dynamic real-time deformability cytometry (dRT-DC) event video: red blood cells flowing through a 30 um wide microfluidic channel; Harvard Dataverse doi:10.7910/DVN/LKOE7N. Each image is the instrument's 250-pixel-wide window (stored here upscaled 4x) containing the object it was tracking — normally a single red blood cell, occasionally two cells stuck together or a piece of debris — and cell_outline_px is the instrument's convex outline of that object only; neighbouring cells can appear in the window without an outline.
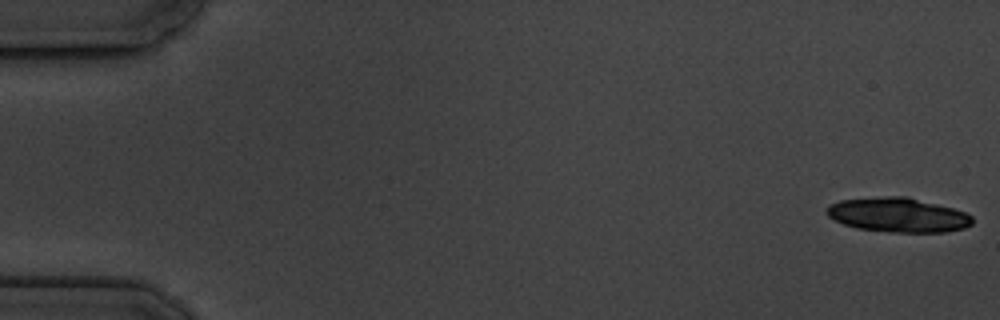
{"species": "common noctule bat (a hibernating species)", "species_latin": "Nyctalus noctula", "temperature_condition": "cold", "stored_images_in_passage": 6, "camera_frame_rate_fps": 3000, "um_per_image_px": 0.085, "animal": {"sex": "male", "body_mass_g": 19.5, "forearm_length_mm": 54.6}, "frame": {"image": 1, "passage_image": 1, "time_ms": 0.0, "image_size_px": [1000, 320], "cell_outline_px": [[972, 224], [964, 228], [944, 232], [888, 232], [856, 228], [844, 224], [828, 216], [828, 204], [840, 200], [884, 196], [908, 196], [952, 208], [964, 212], [972, 216]], "centroid_in_image_um": [76.33, 18.27], "position_along_channel_um": 8.7, "area_um2": 29.13}}